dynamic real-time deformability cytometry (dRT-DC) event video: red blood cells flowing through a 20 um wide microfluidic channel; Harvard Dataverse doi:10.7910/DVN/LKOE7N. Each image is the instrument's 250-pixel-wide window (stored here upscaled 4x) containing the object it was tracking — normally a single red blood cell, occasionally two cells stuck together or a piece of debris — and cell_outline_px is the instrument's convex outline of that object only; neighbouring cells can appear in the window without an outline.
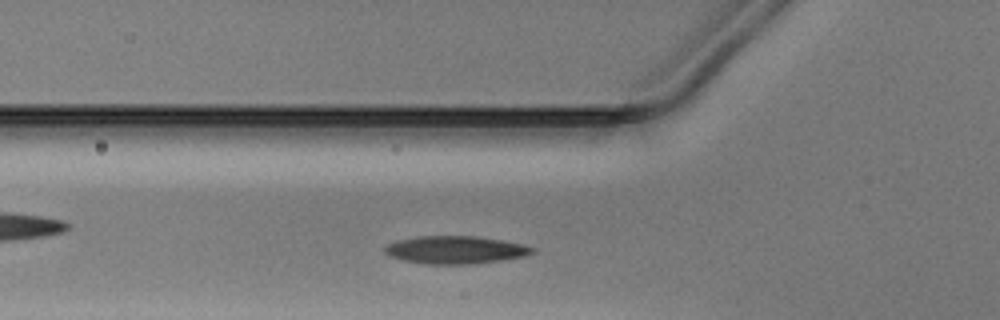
{"species": "Egyptian fruit bat (a non-hibernating species)", "species_latin": "Rousettus aegyptiacus", "temperature_condition": "warm", "stored_images_in_passage": 34, "camera_frame_rate_fps": 3000, "um_per_image_px": 0.085, "animal": {"sex": "male"}, "frame": {"image": 1, "passage_image": 5, "time_ms": 1.333, "image_size_px": [1000, 320], "cell_outline_px": [[536, 252], [528, 256], [504, 260], [472, 264], [428, 264], [404, 260], [388, 256], [384, 252], [384, 248], [388, 244], [396, 240], [416, 236], [476, 236], [524, 244], [536, 248]], "centroid_in_image_um": [38.75, 21.24], "position_along_channel_um": 87.1, "area_um2": 24.16}}
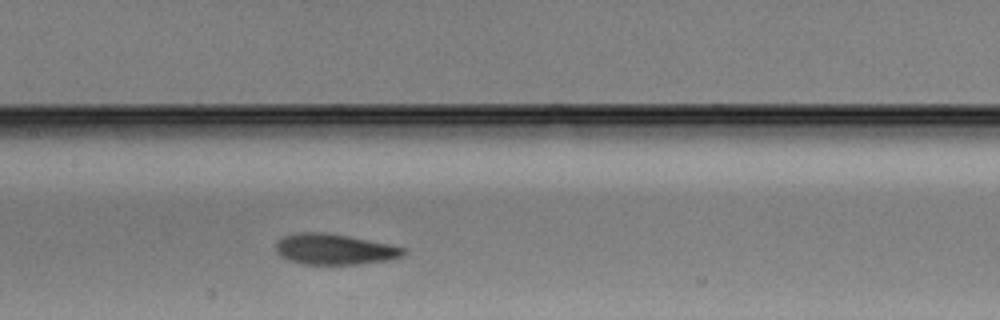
{"frame": {"image": 2, "passage_image": 12, "time_ms": 3.667, "image_size_px": [1000, 320], "cell_outline_px": [[408, 252], [404, 256], [388, 260], [360, 264], [304, 264], [288, 260], [280, 256], [276, 252], [276, 244], [284, 236], [300, 232], [324, 232], [348, 236], [388, 244], [404, 248]], "centroid_in_image_um": [28.44, 21.19], "position_along_channel_um": 179.0, "area_um2": 22.77}}
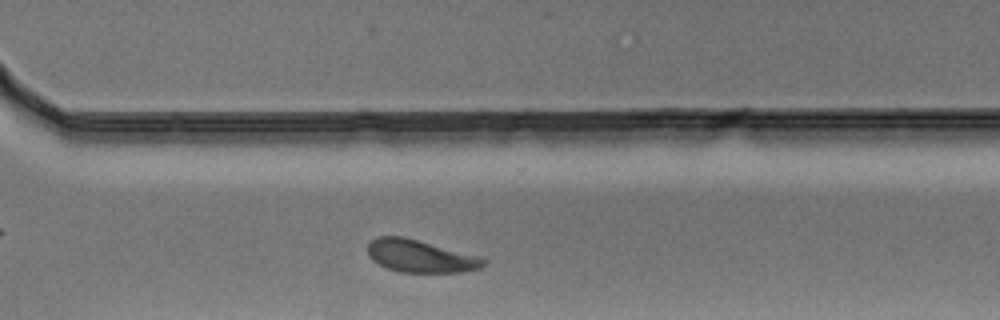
{"frame": {"image": 3, "passage_image": 24, "time_ms": 7.667, "image_size_px": [1000, 320], "cell_outline_px": [[488, 260], [480, 268], [464, 272], [400, 272], [388, 268], [372, 260], [368, 256], [368, 244], [376, 236], [404, 236], [480, 256]], "centroid_in_image_um": [35.74, 21.76], "position_along_channel_um": 334.9, "area_um2": 22.02}}